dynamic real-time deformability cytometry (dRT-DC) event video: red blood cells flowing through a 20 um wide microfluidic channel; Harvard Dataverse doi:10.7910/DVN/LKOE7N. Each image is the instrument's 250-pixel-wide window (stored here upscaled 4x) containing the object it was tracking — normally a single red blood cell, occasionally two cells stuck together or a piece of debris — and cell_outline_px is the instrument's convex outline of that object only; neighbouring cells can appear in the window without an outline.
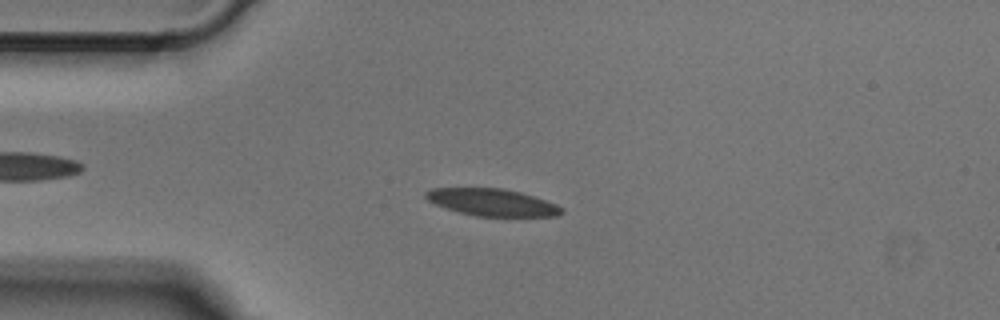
{"species": "Egyptian fruit bat (a non-hibernating species)", "species_latin": "Rousettus aegyptiacus", "temperature_condition": "cold", "stored_images_in_passage": 41, "camera_frame_rate_fps": 3000, "um_per_image_px": 0.085, "animal": {"sex": "male"}, "frame": {"image": 1, "passage_image": 3, "time_ms": 0.667, "image_size_px": [1000, 320], "cell_outline_px": [[564, 212], [556, 216], [476, 216], [460, 212], [436, 204], [428, 200], [424, 196], [424, 192], [432, 188], [504, 188], [520, 192], [556, 204], [564, 208]], "centroid_in_image_um": [41.84, 17.19], "position_along_channel_um": 43.2, "area_um2": 21.27}}
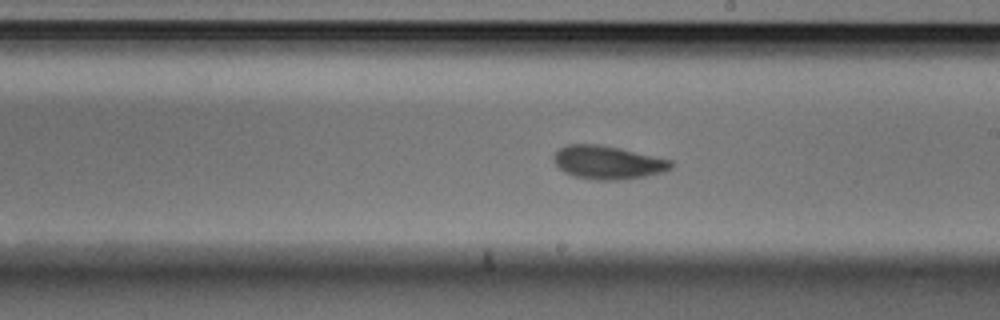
{"frame": {"image": 2, "passage_image": 19, "time_ms": 6.0, "image_size_px": [1000, 320], "cell_outline_px": [[672, 168], [664, 172], [644, 176], [616, 180], [596, 180], [576, 176], [564, 172], [552, 160], [552, 156], [560, 148], [568, 144], [600, 144], [620, 148], [672, 160]], "centroid_in_image_um": [51.65, 13.8], "position_along_channel_um": 237.3, "area_um2": 22.72}}
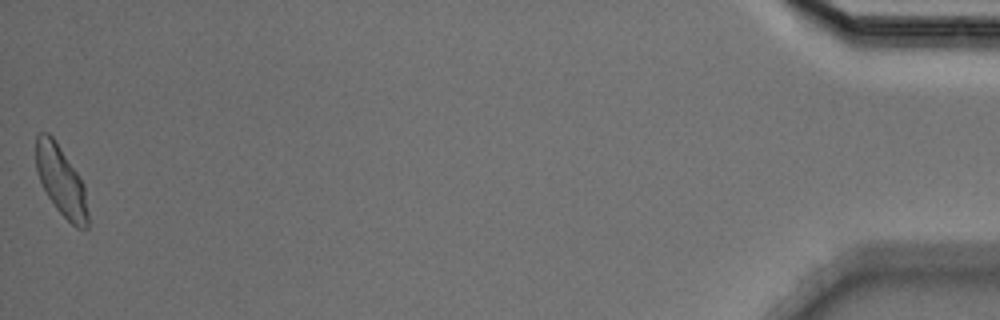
{"frame": {"image": 3, "passage_image": 41, "time_ms": 13.333, "image_size_px": [1000, 320], "cell_outline_px": [[88, 228], [76, 228], [56, 208], [48, 196], [36, 172], [36, 136], [40, 132], [48, 132], [56, 140], [84, 184], [88, 212]], "centroid_in_image_um": [5.19, 15.36], "position_along_channel_um": 430.0, "area_um2": 21.04}}